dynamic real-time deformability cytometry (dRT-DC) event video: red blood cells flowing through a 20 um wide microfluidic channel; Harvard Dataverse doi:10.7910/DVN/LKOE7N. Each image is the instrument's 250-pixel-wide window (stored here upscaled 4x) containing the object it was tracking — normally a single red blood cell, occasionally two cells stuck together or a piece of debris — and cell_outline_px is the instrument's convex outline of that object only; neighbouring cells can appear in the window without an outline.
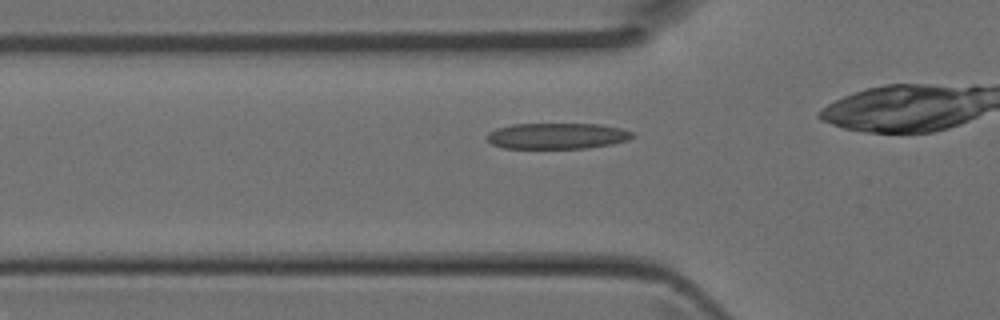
{"species": "Egyptian fruit bat (a non-hibernating species)", "species_latin": "Rousettus aegyptiacus", "temperature_condition": "room temperature", "stored_images_in_passage": 30, "camera_frame_rate_fps": 3000, "um_per_image_px": 0.085, "animal": {"sex": "female"}, "frame": {"image": 1, "passage_image": 10, "time_ms": 3.0, "image_size_px": [1000, 320], "cell_outline_px": [[636, 136], [628, 140], [612, 144], [588, 148], [504, 148], [492, 144], [488, 140], [488, 132], [496, 128], [512, 124], [600, 124], [620, 128], [632, 132]], "centroid_in_image_um": [47.37, 11.55], "position_along_channel_um": 78.4, "area_um2": 22.02}}
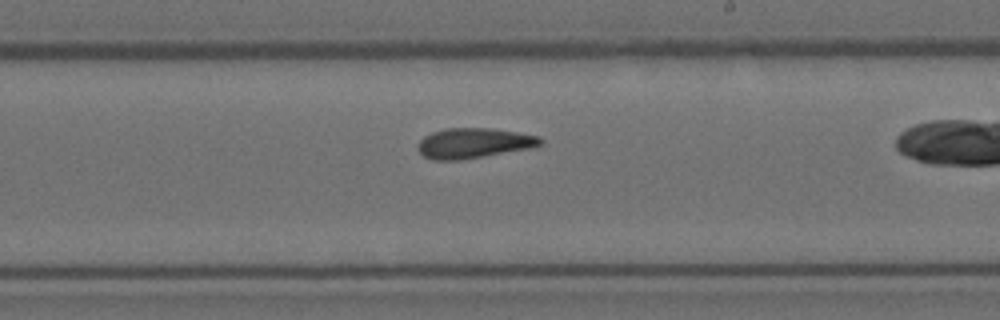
{"frame": {"image": 2, "passage_image": 21, "time_ms": 6.667, "image_size_px": [1000, 320], "cell_outline_px": [[544, 140], [540, 144], [528, 148], [460, 160], [432, 160], [424, 156], [416, 148], [416, 144], [424, 136], [432, 132], [448, 128], [492, 128], [540, 136]], "centroid_in_image_um": [40.21, 12.16], "position_along_channel_um": 248.8, "area_um2": 21.39}}
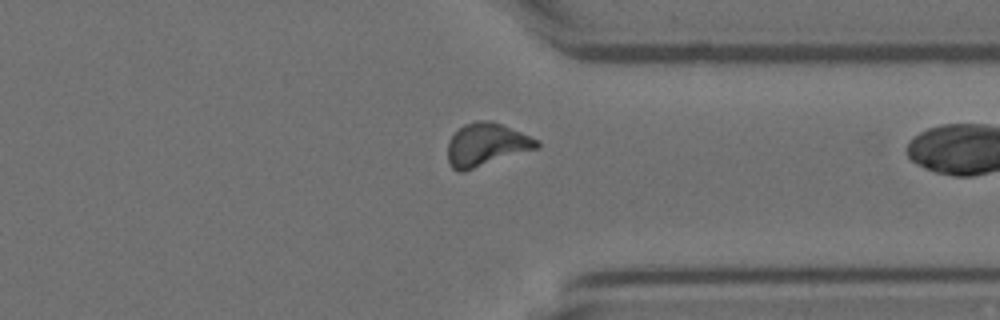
{"frame": {"image": 3, "passage_image": 29, "time_ms": 9.333, "image_size_px": [1000, 320], "cell_outline_px": [[540, 148], [464, 172], [460, 172], [452, 168], [448, 160], [448, 140], [464, 124], [476, 120], [492, 120], [540, 140]], "centroid_in_image_um": [41.37, 12.3], "position_along_channel_um": 370.0, "area_um2": 22.6}}